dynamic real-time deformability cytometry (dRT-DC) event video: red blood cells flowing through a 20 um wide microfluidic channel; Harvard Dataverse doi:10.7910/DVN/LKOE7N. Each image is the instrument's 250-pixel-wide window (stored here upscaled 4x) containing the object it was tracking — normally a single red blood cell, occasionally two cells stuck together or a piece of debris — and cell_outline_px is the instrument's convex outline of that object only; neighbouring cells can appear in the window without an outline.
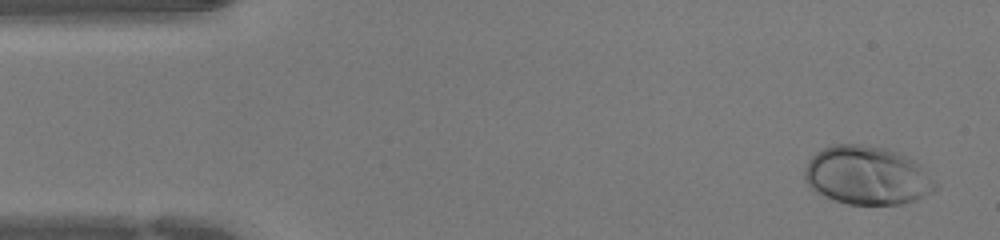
{"species": "human", "species_latin": "Homo sapiens", "temperature_condition": "warm", "stored_images_in_passage": 44, "camera_frame_rate_fps": 3000, "um_per_image_px": 0.085, "donor": {"sex": "female"}, "frame": {"image": 1, "passage_image": 2, "time_ms": 0.333, "image_size_px": [1000, 240], "cell_outline_px": [[940, 188], [916, 200], [904, 204], [848, 204], [824, 196], [816, 192], [808, 184], [804, 176], [804, 168], [808, 160], [816, 152], [832, 144], [860, 144], [888, 148], [908, 156], [920, 164]], "centroid_in_image_um": [73.72, 14.9], "position_along_channel_um": 11.3, "area_um2": 44.85}}
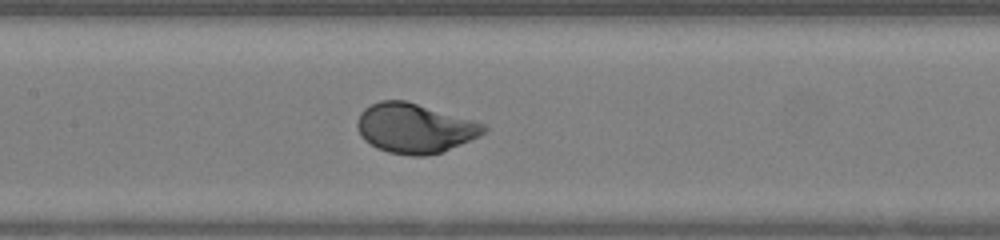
{"frame": {"image": 2, "passage_image": 20, "time_ms": 6.333, "image_size_px": [1000, 240], "cell_outline_px": [[488, 128], [480, 136], [440, 152], [428, 156], [412, 156], [388, 152], [376, 148], [364, 140], [360, 136], [356, 128], [356, 120], [360, 112], [364, 108], [380, 100], [404, 100], [488, 124]], "centroid_in_image_um": [35.22, 10.9], "position_along_channel_um": 172.2, "area_um2": 36.76}}
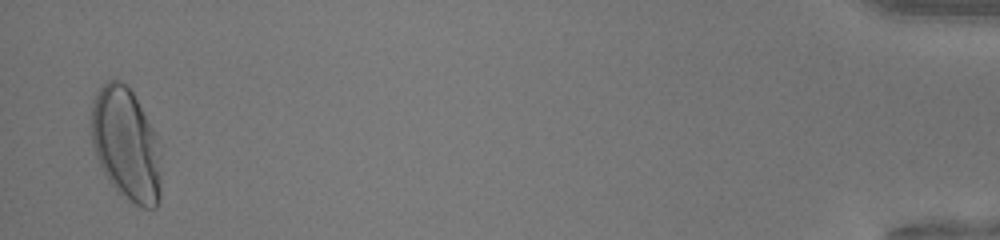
{"frame": {"image": 3, "passage_image": 43, "time_ms": 14.0, "image_size_px": [1000, 240], "cell_outline_px": [[160, 196], [156, 208], [144, 208], [136, 204], [116, 192], [108, 180], [96, 156], [92, 144], [92, 100], [100, 88], [108, 80], [120, 80], [132, 92], [152, 128], [156, 136], [160, 184]], "centroid_in_image_um": [10.69, 12.29], "position_along_channel_um": 424.5, "area_um2": 45.03}}